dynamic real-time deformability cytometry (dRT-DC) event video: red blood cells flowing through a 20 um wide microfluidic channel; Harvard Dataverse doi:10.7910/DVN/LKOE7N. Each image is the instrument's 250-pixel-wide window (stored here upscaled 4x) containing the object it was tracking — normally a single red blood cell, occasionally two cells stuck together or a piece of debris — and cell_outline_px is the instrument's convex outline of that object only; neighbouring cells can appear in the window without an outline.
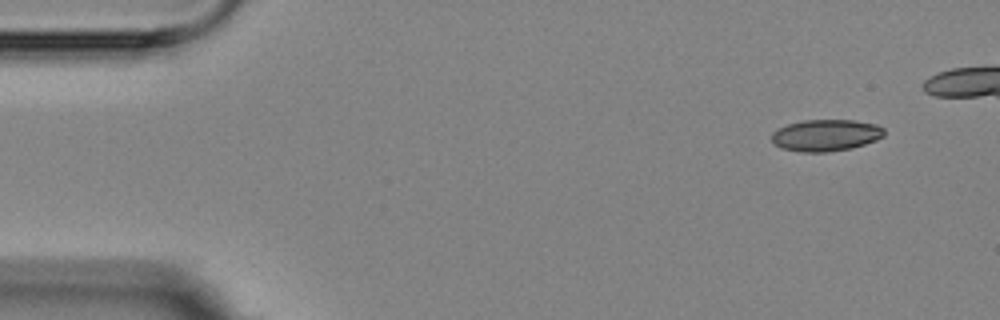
{"species": "Egyptian fruit bat (a non-hibernating species)", "species_latin": "Rousettus aegyptiacus", "temperature_condition": "room temperature", "stored_images_in_passage": 5, "camera_frame_rate_fps": 3000, "um_per_image_px": 0.085, "animal": {"sex": "female"}, "frame": {"image": 1, "passage_image": 1, "time_ms": 0.0, "image_size_px": [1000, 320], "cell_outline_px": [[884, 136], [876, 140], [852, 148], [828, 152], [800, 152], [780, 148], [772, 140], [772, 132], [776, 128], [788, 124], [804, 120], [852, 120], [876, 124], [884, 128]], "centroid_in_image_um": [70.18, 11.5], "position_along_channel_um": 14.8, "area_um2": 20.87}}
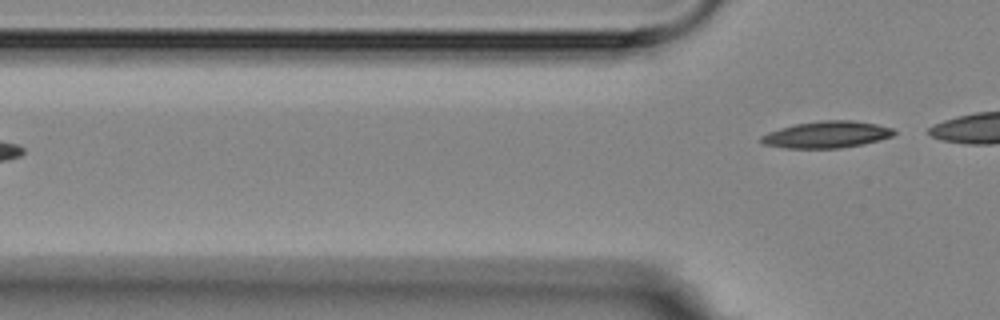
{"frame": {"image": 2, "passage_image": 5, "time_ms": 6.0, "image_size_px": [1000, 320], "cell_outline_px": [[896, 132], [892, 136], [880, 140], [864, 144], [840, 148], [784, 148], [764, 144], [760, 140], [760, 136], [768, 132], [780, 128], [796, 124], [820, 120], [852, 120], [876, 124], [892, 128]], "centroid_in_image_um": [70.27, 11.44], "position_along_channel_um": 55.5, "area_um2": 20.69}}